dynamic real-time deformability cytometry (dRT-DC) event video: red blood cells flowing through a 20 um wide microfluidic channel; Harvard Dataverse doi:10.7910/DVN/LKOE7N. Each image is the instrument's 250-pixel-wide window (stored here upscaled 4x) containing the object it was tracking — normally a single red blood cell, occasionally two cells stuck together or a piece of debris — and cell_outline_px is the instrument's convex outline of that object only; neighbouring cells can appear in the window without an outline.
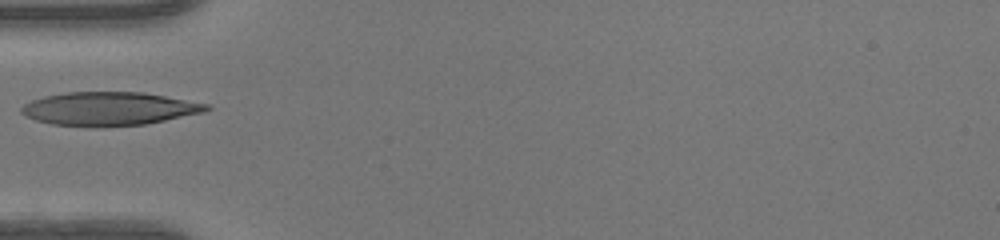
{"species": "human", "species_latin": "Homo sapiens", "temperature_condition": "warm", "stored_images_in_passage": 34, "camera_frame_rate_fps": 3000, "um_per_image_px": 0.085, "donor": {"sex": "female"}, "frame": {"image": 1, "passage_image": 1, "time_ms": 0.0, "image_size_px": [1000, 240], "cell_outline_px": [[212, 108], [204, 112], [144, 124], [104, 128], [96, 128], [52, 124], [36, 120], [24, 116], [20, 112], [20, 108], [24, 104], [32, 100], [44, 96], [68, 92], [144, 92], [208, 104]], "centroid_in_image_um": [9.23, 9.26], "position_along_channel_um": 75.8, "area_um2": 36.36}}
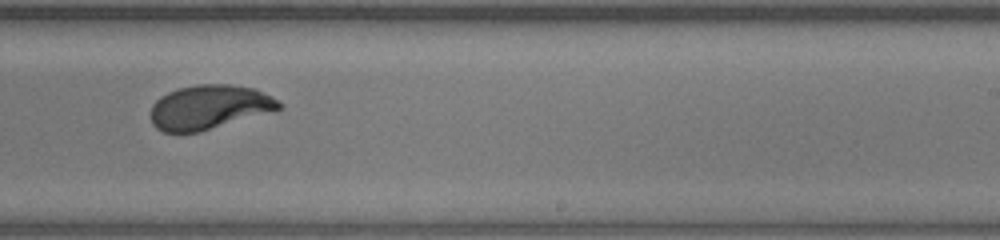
{"frame": {"image": 2, "passage_image": 15, "time_ms": 4.667, "image_size_px": [1000, 240], "cell_outline_px": [[284, 108], [276, 112], [200, 132], [164, 132], [156, 128], [152, 124], [152, 104], [160, 96], [168, 92], [180, 88], [196, 84], [228, 84], [256, 88], [272, 96], [284, 104]], "centroid_in_image_um": [17.88, 9.11], "position_along_channel_um": 271.1, "area_um2": 33.76}}
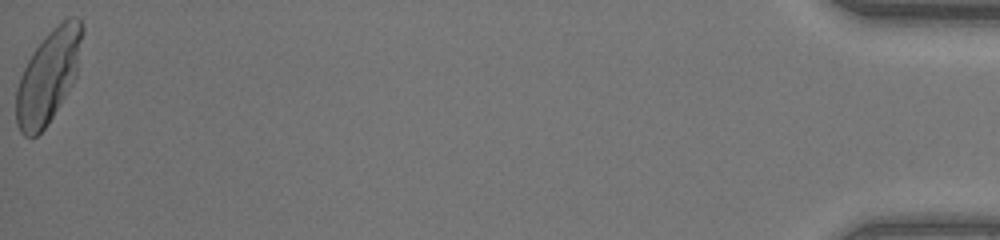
{"frame": {"image": 3, "passage_image": 34, "time_ms": 11.0, "image_size_px": [1000, 240], "cell_outline_px": [[84, 32], [76, 76], [72, 84], [48, 124], [36, 136], [24, 136], [20, 132], [16, 124], [16, 88], [20, 76], [28, 60], [44, 36], [52, 28], [68, 16], [80, 16], [84, 28]], "centroid_in_image_um": [4.12, 6.45], "position_along_channel_um": 431.1, "area_um2": 35.84}}